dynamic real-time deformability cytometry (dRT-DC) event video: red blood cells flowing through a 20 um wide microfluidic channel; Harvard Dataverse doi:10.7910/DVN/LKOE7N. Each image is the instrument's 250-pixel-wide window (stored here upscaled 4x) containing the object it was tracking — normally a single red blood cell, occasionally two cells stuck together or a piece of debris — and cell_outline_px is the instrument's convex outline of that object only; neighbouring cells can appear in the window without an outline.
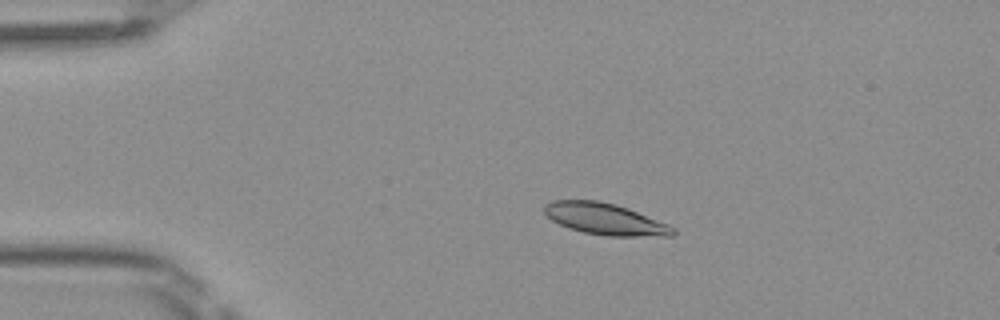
{"species": "Egyptian fruit bat (a non-hibernating species)", "species_latin": "Rousettus aegyptiacus", "temperature_condition": "room temperature", "stored_images_in_passage": 4, "camera_frame_rate_fps": 3000, "um_per_image_px": 0.085, "frame": {"image": 1, "passage_image": 2, "time_ms": 0.333, "image_size_px": [1000, 320], "cell_outline_px": [[676, 232], [672, 236], [608, 236], [584, 232], [568, 228], [552, 220], [544, 212], [544, 204], [552, 200], [596, 200], [616, 204], [628, 208], [668, 224], [676, 228]], "centroid_in_image_um": [51.44, 18.61], "position_along_channel_um": 33.6, "area_um2": 23.64}}
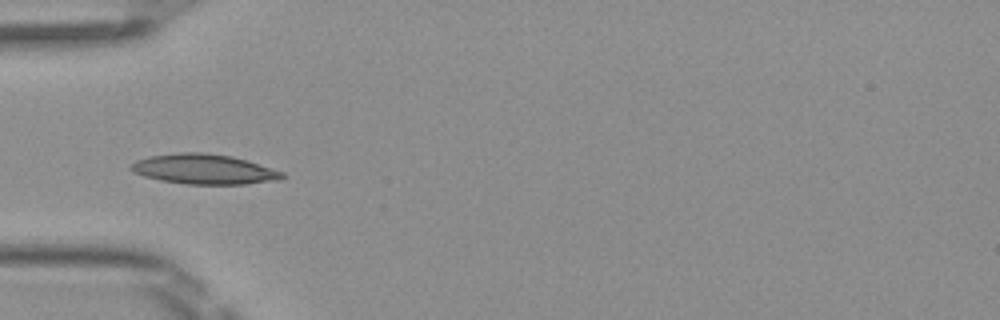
{"frame": {"image": 2, "passage_image": 4, "time_ms": 1.0, "image_size_px": [1000, 320], "cell_outline_px": [[284, 176], [280, 180], [244, 184], [188, 184], [160, 180], [144, 176], [132, 172], [128, 168], [136, 160], [148, 156], [180, 152], [200, 152], [232, 156], [248, 160], [284, 172]], "centroid_in_image_um": [17.34, 14.37], "position_along_channel_um": 67.7, "area_um2": 26.53}}